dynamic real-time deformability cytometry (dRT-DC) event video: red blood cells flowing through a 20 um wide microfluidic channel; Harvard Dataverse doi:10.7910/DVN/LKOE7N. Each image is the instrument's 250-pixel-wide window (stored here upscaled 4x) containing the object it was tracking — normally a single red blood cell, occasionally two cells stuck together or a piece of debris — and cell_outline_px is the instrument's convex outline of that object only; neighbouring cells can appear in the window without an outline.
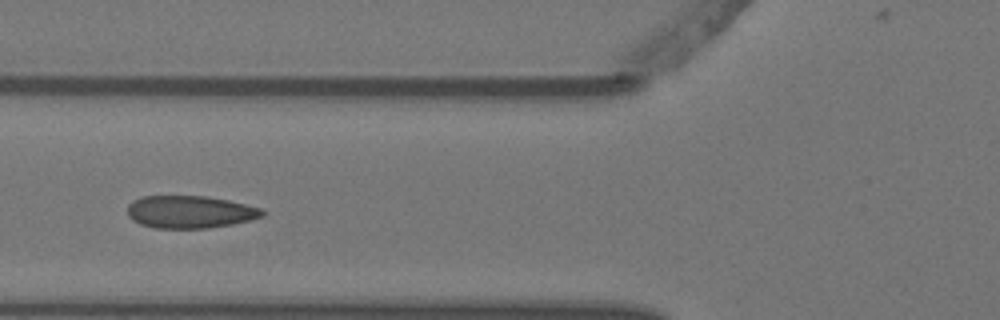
{"species": "Egyptian fruit bat (a non-hibernating species)", "species_latin": "Rousettus aegyptiacus", "temperature_condition": "warm", "stored_images_in_passage": 10, "camera_frame_rate_fps": 3000, "um_per_image_px": 0.085, "animal": {"sex": "female"}, "frame": {"image": 1, "passage_image": 5, "time_ms": 1.333, "image_size_px": [1000, 320], "cell_outline_px": [[264, 216], [232, 224], [208, 228], [152, 228], [140, 224], [132, 220], [128, 216], [128, 204], [132, 200], [140, 196], [208, 196], [228, 200], [260, 208], [264, 212]], "centroid_in_image_um": [16.09, 18.01], "position_along_channel_um": 109.7, "area_um2": 25.61}}
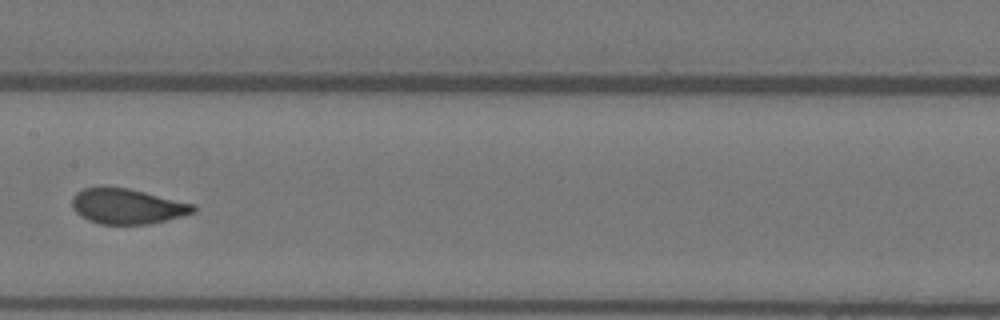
{"frame": {"image": 2, "passage_image": 7, "time_ms": 2.0, "image_size_px": [1000, 320], "cell_outline_px": [[196, 212], [184, 216], [148, 224], [100, 224], [88, 220], [80, 216], [72, 208], [72, 200], [76, 192], [84, 188], [128, 188], [196, 204]], "centroid_in_image_um": [10.85, 17.55], "position_along_channel_um": 196.5, "area_um2": 24.85}}
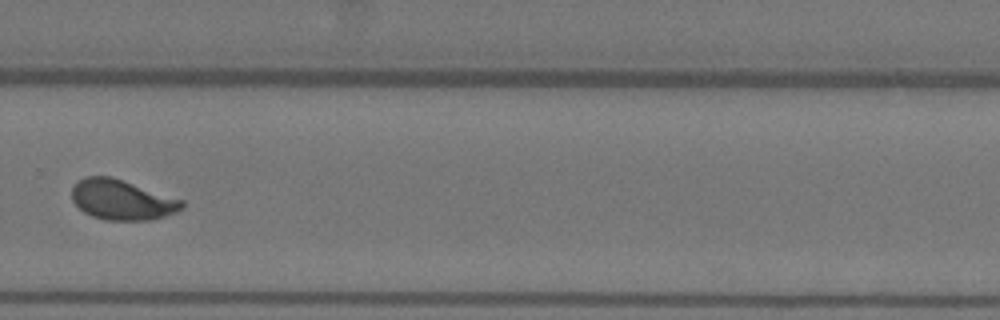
{"frame": {"image": 3, "passage_image": 10, "time_ms": 3.0, "image_size_px": [1000, 320], "cell_outline_px": [[184, 208], [176, 212], [152, 220], [108, 220], [92, 216], [84, 212], [72, 200], [72, 188], [76, 180], [88, 176], [112, 176], [184, 200]], "centroid_in_image_um": [10.37, 16.97], "position_along_channel_um": 319.4, "area_um2": 25.89}}